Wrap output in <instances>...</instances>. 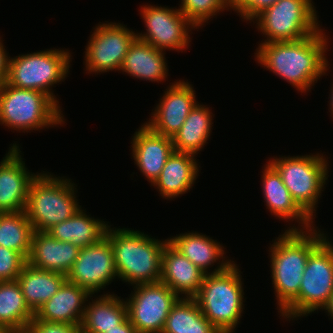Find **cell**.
Listing matches in <instances>:
<instances>
[{"label":"cell","instance_id":"6da1fadb","mask_svg":"<svg viewBox=\"0 0 333 333\" xmlns=\"http://www.w3.org/2000/svg\"><path fill=\"white\" fill-rule=\"evenodd\" d=\"M323 31L320 29L296 41L262 42L256 49L255 59L298 91L306 93L329 70L325 56L329 39Z\"/></svg>","mask_w":333,"mask_h":333},{"label":"cell","instance_id":"7a4b0ae2","mask_svg":"<svg viewBox=\"0 0 333 333\" xmlns=\"http://www.w3.org/2000/svg\"><path fill=\"white\" fill-rule=\"evenodd\" d=\"M314 228L286 230L269 248L272 284L280 313L298 296L307 259L326 238V234Z\"/></svg>","mask_w":333,"mask_h":333},{"label":"cell","instance_id":"3957f363","mask_svg":"<svg viewBox=\"0 0 333 333\" xmlns=\"http://www.w3.org/2000/svg\"><path fill=\"white\" fill-rule=\"evenodd\" d=\"M220 263L210 274H205L194 299L218 331L232 333L244 309L242 276L234 261L228 259Z\"/></svg>","mask_w":333,"mask_h":333},{"label":"cell","instance_id":"277c9868","mask_svg":"<svg viewBox=\"0 0 333 333\" xmlns=\"http://www.w3.org/2000/svg\"><path fill=\"white\" fill-rule=\"evenodd\" d=\"M107 227L118 278L131 285L160 281L162 251L169 239L160 241L140 231Z\"/></svg>","mask_w":333,"mask_h":333},{"label":"cell","instance_id":"5b68a950","mask_svg":"<svg viewBox=\"0 0 333 333\" xmlns=\"http://www.w3.org/2000/svg\"><path fill=\"white\" fill-rule=\"evenodd\" d=\"M65 177L39 173L31 182L25 213L34 231L47 232L54 225L71 218L81 206L75 184Z\"/></svg>","mask_w":333,"mask_h":333},{"label":"cell","instance_id":"8992f818","mask_svg":"<svg viewBox=\"0 0 333 333\" xmlns=\"http://www.w3.org/2000/svg\"><path fill=\"white\" fill-rule=\"evenodd\" d=\"M60 108L44 92L0 85V124L10 129L29 132L62 125Z\"/></svg>","mask_w":333,"mask_h":333},{"label":"cell","instance_id":"52a82bcc","mask_svg":"<svg viewBox=\"0 0 333 333\" xmlns=\"http://www.w3.org/2000/svg\"><path fill=\"white\" fill-rule=\"evenodd\" d=\"M68 50L49 49L15 56L8 60L6 84L20 89L44 92L59 107L51 86L65 80L70 68Z\"/></svg>","mask_w":333,"mask_h":333},{"label":"cell","instance_id":"ba28073f","mask_svg":"<svg viewBox=\"0 0 333 333\" xmlns=\"http://www.w3.org/2000/svg\"><path fill=\"white\" fill-rule=\"evenodd\" d=\"M326 237L309 255L298 296L280 313L285 319L322 309L333 293V243Z\"/></svg>","mask_w":333,"mask_h":333},{"label":"cell","instance_id":"9c48e42d","mask_svg":"<svg viewBox=\"0 0 333 333\" xmlns=\"http://www.w3.org/2000/svg\"><path fill=\"white\" fill-rule=\"evenodd\" d=\"M269 162L282 177L297 205L313 220L318 198L328 179L327 159L323 155L271 158Z\"/></svg>","mask_w":333,"mask_h":333},{"label":"cell","instance_id":"30bf717a","mask_svg":"<svg viewBox=\"0 0 333 333\" xmlns=\"http://www.w3.org/2000/svg\"><path fill=\"white\" fill-rule=\"evenodd\" d=\"M316 12L312 0H279L252 22L256 20L258 30L267 37L265 43L296 41L321 29Z\"/></svg>","mask_w":333,"mask_h":333},{"label":"cell","instance_id":"8fae6325","mask_svg":"<svg viewBox=\"0 0 333 333\" xmlns=\"http://www.w3.org/2000/svg\"><path fill=\"white\" fill-rule=\"evenodd\" d=\"M133 286L134 292L125 300L129 321L138 333H162L179 297L161 281Z\"/></svg>","mask_w":333,"mask_h":333},{"label":"cell","instance_id":"7c38bea8","mask_svg":"<svg viewBox=\"0 0 333 333\" xmlns=\"http://www.w3.org/2000/svg\"><path fill=\"white\" fill-rule=\"evenodd\" d=\"M85 51L86 71L103 73L120 71L124 58L137 38L134 31L115 22L97 25Z\"/></svg>","mask_w":333,"mask_h":333},{"label":"cell","instance_id":"4fadbf2b","mask_svg":"<svg viewBox=\"0 0 333 333\" xmlns=\"http://www.w3.org/2000/svg\"><path fill=\"white\" fill-rule=\"evenodd\" d=\"M141 17L146 32L136 33L137 38L149 43L157 49L184 50L188 48L191 29H197L179 9L143 5Z\"/></svg>","mask_w":333,"mask_h":333},{"label":"cell","instance_id":"5bb4252c","mask_svg":"<svg viewBox=\"0 0 333 333\" xmlns=\"http://www.w3.org/2000/svg\"><path fill=\"white\" fill-rule=\"evenodd\" d=\"M118 277L110 241L103 237L91 246L81 248L67 281L85 288L90 294L98 293Z\"/></svg>","mask_w":333,"mask_h":333},{"label":"cell","instance_id":"9a60e30c","mask_svg":"<svg viewBox=\"0 0 333 333\" xmlns=\"http://www.w3.org/2000/svg\"><path fill=\"white\" fill-rule=\"evenodd\" d=\"M160 98L159 104L145 124L154 132L172 138L182 127L186 117L198 104L195 90L187 81L172 83Z\"/></svg>","mask_w":333,"mask_h":333},{"label":"cell","instance_id":"2e32d148","mask_svg":"<svg viewBox=\"0 0 333 333\" xmlns=\"http://www.w3.org/2000/svg\"><path fill=\"white\" fill-rule=\"evenodd\" d=\"M17 145L0 162V213L25 211L30 184L38 175L27 171Z\"/></svg>","mask_w":333,"mask_h":333},{"label":"cell","instance_id":"e0dca14e","mask_svg":"<svg viewBox=\"0 0 333 333\" xmlns=\"http://www.w3.org/2000/svg\"><path fill=\"white\" fill-rule=\"evenodd\" d=\"M131 143L135 164L152 185L174 152L172 138L158 134L143 124L134 133Z\"/></svg>","mask_w":333,"mask_h":333},{"label":"cell","instance_id":"ac0fdd59","mask_svg":"<svg viewBox=\"0 0 333 333\" xmlns=\"http://www.w3.org/2000/svg\"><path fill=\"white\" fill-rule=\"evenodd\" d=\"M205 273L191 263L169 241L162 251L160 281L179 298H194L203 283Z\"/></svg>","mask_w":333,"mask_h":333},{"label":"cell","instance_id":"d6986e66","mask_svg":"<svg viewBox=\"0 0 333 333\" xmlns=\"http://www.w3.org/2000/svg\"><path fill=\"white\" fill-rule=\"evenodd\" d=\"M264 167V171H262V192L267 209H269L271 214L286 221H290L291 219L293 221L295 219L302 227L299 229L298 226L295 227L294 225L293 227H288L287 230H307L313 228L312 219L293 200L276 168L268 161Z\"/></svg>","mask_w":333,"mask_h":333},{"label":"cell","instance_id":"ffe728a7","mask_svg":"<svg viewBox=\"0 0 333 333\" xmlns=\"http://www.w3.org/2000/svg\"><path fill=\"white\" fill-rule=\"evenodd\" d=\"M89 297L91 299L92 294L85 288L66 280L58 292L37 310L33 320L81 325Z\"/></svg>","mask_w":333,"mask_h":333},{"label":"cell","instance_id":"44dd1931","mask_svg":"<svg viewBox=\"0 0 333 333\" xmlns=\"http://www.w3.org/2000/svg\"><path fill=\"white\" fill-rule=\"evenodd\" d=\"M79 251L80 248L71 242L56 240L48 232L34 231L27 263L41 270L67 275Z\"/></svg>","mask_w":333,"mask_h":333},{"label":"cell","instance_id":"7402d4cb","mask_svg":"<svg viewBox=\"0 0 333 333\" xmlns=\"http://www.w3.org/2000/svg\"><path fill=\"white\" fill-rule=\"evenodd\" d=\"M197 163L195 155L174 151L152 185L158 188L165 199L182 196L193 187L197 179Z\"/></svg>","mask_w":333,"mask_h":333},{"label":"cell","instance_id":"603a6c76","mask_svg":"<svg viewBox=\"0 0 333 333\" xmlns=\"http://www.w3.org/2000/svg\"><path fill=\"white\" fill-rule=\"evenodd\" d=\"M163 52L136 38L124 58L120 71L138 79L149 80V82H161L168 74Z\"/></svg>","mask_w":333,"mask_h":333},{"label":"cell","instance_id":"cb8c5ba5","mask_svg":"<svg viewBox=\"0 0 333 333\" xmlns=\"http://www.w3.org/2000/svg\"><path fill=\"white\" fill-rule=\"evenodd\" d=\"M66 280V275L62 273L41 270L28 263L25 264L17 279L25 302L34 314L58 292Z\"/></svg>","mask_w":333,"mask_h":333},{"label":"cell","instance_id":"d4e9b609","mask_svg":"<svg viewBox=\"0 0 333 333\" xmlns=\"http://www.w3.org/2000/svg\"><path fill=\"white\" fill-rule=\"evenodd\" d=\"M99 297V298H98ZM91 299L85 306L81 323L82 333H105L122 324L127 317V307L123 299L115 294H104Z\"/></svg>","mask_w":333,"mask_h":333},{"label":"cell","instance_id":"484cf974","mask_svg":"<svg viewBox=\"0 0 333 333\" xmlns=\"http://www.w3.org/2000/svg\"><path fill=\"white\" fill-rule=\"evenodd\" d=\"M79 209L71 218L54 225L47 232L56 240L71 242L81 248L91 246L105 237L108 222L89 217Z\"/></svg>","mask_w":333,"mask_h":333},{"label":"cell","instance_id":"4316f807","mask_svg":"<svg viewBox=\"0 0 333 333\" xmlns=\"http://www.w3.org/2000/svg\"><path fill=\"white\" fill-rule=\"evenodd\" d=\"M33 318L18 281L0 282V333L27 331Z\"/></svg>","mask_w":333,"mask_h":333},{"label":"cell","instance_id":"83f0119b","mask_svg":"<svg viewBox=\"0 0 333 333\" xmlns=\"http://www.w3.org/2000/svg\"><path fill=\"white\" fill-rule=\"evenodd\" d=\"M169 242L179 250L191 263L196 265L205 274L208 269L220 259L225 260L224 246L216 240L199 232L183 233L168 238ZM212 265V266H211Z\"/></svg>","mask_w":333,"mask_h":333},{"label":"cell","instance_id":"f1b7e54d","mask_svg":"<svg viewBox=\"0 0 333 333\" xmlns=\"http://www.w3.org/2000/svg\"><path fill=\"white\" fill-rule=\"evenodd\" d=\"M211 109L197 104L188 114L184 124L172 137L174 151L196 155L201 151L212 132Z\"/></svg>","mask_w":333,"mask_h":333},{"label":"cell","instance_id":"f546056e","mask_svg":"<svg viewBox=\"0 0 333 333\" xmlns=\"http://www.w3.org/2000/svg\"><path fill=\"white\" fill-rule=\"evenodd\" d=\"M162 333H221L202 314L194 298L180 297L172 306Z\"/></svg>","mask_w":333,"mask_h":333},{"label":"cell","instance_id":"4dcf8cb0","mask_svg":"<svg viewBox=\"0 0 333 333\" xmlns=\"http://www.w3.org/2000/svg\"><path fill=\"white\" fill-rule=\"evenodd\" d=\"M33 232L25 211L0 213V246L19 252L26 260L31 252Z\"/></svg>","mask_w":333,"mask_h":333},{"label":"cell","instance_id":"1f68e13d","mask_svg":"<svg viewBox=\"0 0 333 333\" xmlns=\"http://www.w3.org/2000/svg\"><path fill=\"white\" fill-rule=\"evenodd\" d=\"M179 7L181 13L199 29L212 16L224 11L225 8L229 11L230 0H181Z\"/></svg>","mask_w":333,"mask_h":333},{"label":"cell","instance_id":"d6a6232c","mask_svg":"<svg viewBox=\"0 0 333 333\" xmlns=\"http://www.w3.org/2000/svg\"><path fill=\"white\" fill-rule=\"evenodd\" d=\"M26 263L19 252L0 246V282L16 281Z\"/></svg>","mask_w":333,"mask_h":333},{"label":"cell","instance_id":"836d02e7","mask_svg":"<svg viewBox=\"0 0 333 333\" xmlns=\"http://www.w3.org/2000/svg\"><path fill=\"white\" fill-rule=\"evenodd\" d=\"M279 0H230L231 10L237 11L246 21H252L264 9L274 5Z\"/></svg>","mask_w":333,"mask_h":333},{"label":"cell","instance_id":"e575fe53","mask_svg":"<svg viewBox=\"0 0 333 333\" xmlns=\"http://www.w3.org/2000/svg\"><path fill=\"white\" fill-rule=\"evenodd\" d=\"M29 333H82L81 325L32 320L28 326Z\"/></svg>","mask_w":333,"mask_h":333},{"label":"cell","instance_id":"d590c367","mask_svg":"<svg viewBox=\"0 0 333 333\" xmlns=\"http://www.w3.org/2000/svg\"><path fill=\"white\" fill-rule=\"evenodd\" d=\"M7 52L4 48L3 43L1 42L0 37V85L5 82L7 77V69H8V60L9 56H7Z\"/></svg>","mask_w":333,"mask_h":333},{"label":"cell","instance_id":"8d00e7d4","mask_svg":"<svg viewBox=\"0 0 333 333\" xmlns=\"http://www.w3.org/2000/svg\"><path fill=\"white\" fill-rule=\"evenodd\" d=\"M105 333H138V332L127 318L122 324L116 326L115 329L105 331Z\"/></svg>","mask_w":333,"mask_h":333},{"label":"cell","instance_id":"74e56055","mask_svg":"<svg viewBox=\"0 0 333 333\" xmlns=\"http://www.w3.org/2000/svg\"><path fill=\"white\" fill-rule=\"evenodd\" d=\"M323 310H327L326 312L328 313V316L330 315V318L333 319V293L330 297L328 304L323 308Z\"/></svg>","mask_w":333,"mask_h":333},{"label":"cell","instance_id":"f35d334b","mask_svg":"<svg viewBox=\"0 0 333 333\" xmlns=\"http://www.w3.org/2000/svg\"><path fill=\"white\" fill-rule=\"evenodd\" d=\"M331 88L332 89H330L331 90V96H330V100H329L330 101L329 106H330V110H331V115H333V86Z\"/></svg>","mask_w":333,"mask_h":333},{"label":"cell","instance_id":"ab89813d","mask_svg":"<svg viewBox=\"0 0 333 333\" xmlns=\"http://www.w3.org/2000/svg\"><path fill=\"white\" fill-rule=\"evenodd\" d=\"M11 333H29L28 331H21V332H11Z\"/></svg>","mask_w":333,"mask_h":333}]
</instances>
